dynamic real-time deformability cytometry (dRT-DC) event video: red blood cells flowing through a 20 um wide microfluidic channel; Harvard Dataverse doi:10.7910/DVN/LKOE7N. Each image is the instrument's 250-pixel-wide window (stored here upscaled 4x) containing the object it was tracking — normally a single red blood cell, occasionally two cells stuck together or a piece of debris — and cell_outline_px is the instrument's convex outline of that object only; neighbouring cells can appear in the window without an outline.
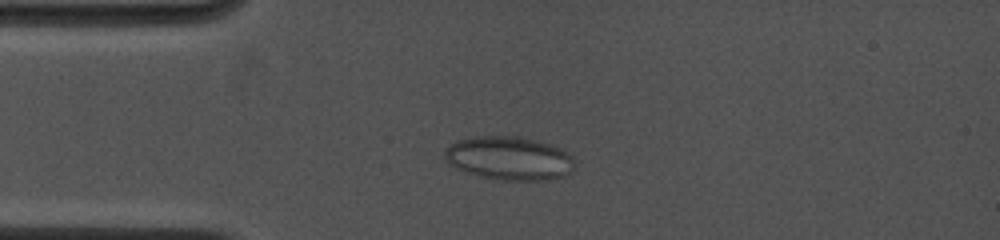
{"species": "common noctule bat (a hibernating species)", "species_latin": "Nyctalus noctula", "temperature_condition": "cold", "stored_images_in_passage": 52, "camera_frame_rate_fps": 4500, "um_per_image_px": 0.085, "animal": {"sex": "female", "body_mass_g": 19.0, "forearm_length_mm": 53.3}, "frame": {"image": 1, "passage_image": 9, "time_ms": 1.778, "image_size_px": [1000, 240], "cell_outline_px": [[572, 172], [564, 176], [544, 180], [500, 180], [480, 176], [456, 168], [448, 164], [444, 156], [444, 152], [452, 144], [460, 140], [472, 136], [516, 136], [548, 144], [560, 148], [568, 152], [572, 156]], "centroid_in_image_um": [43.27, 13.46], "position_along_channel_um": 41.7, "area_um2": 32.66}}
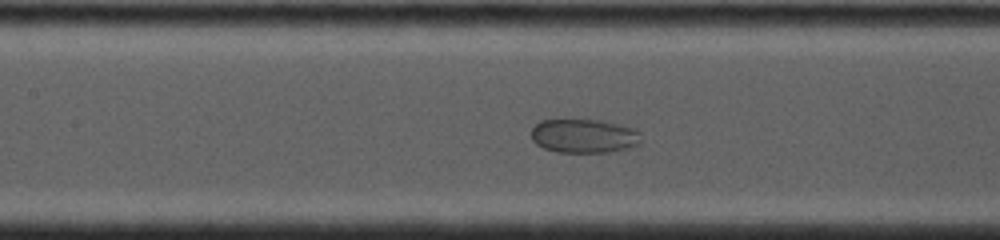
{"frame": {"image": 2, "passage_image": 24, "time_ms": 5.111, "image_size_px": [1000, 240], "cell_outline_px": [[640, 140], [636, 144], [624, 148], [608, 152], [556, 152], [544, 148], [536, 144], [532, 140], [532, 128], [540, 120], [600, 120], [632, 128], [640, 132]], "centroid_in_image_um": [49.58, 11.55], "position_along_channel_um": 157.8, "area_um2": 21.39}}
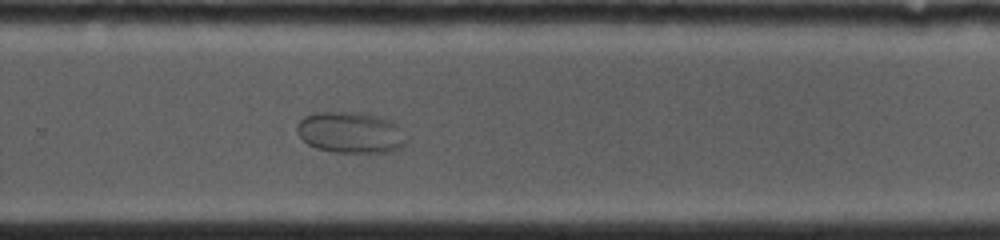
{"frame": {"image": 3, "passage_image": 40, "time_ms": 8.667, "image_size_px": [1000, 240], "cell_outline_px": [[408, 140], [400, 148], [388, 152], [332, 152], [316, 148], [308, 144], [296, 132], [296, 124], [304, 116], [312, 112], [356, 112], [380, 116], [392, 120], [400, 124]], "centroid_in_image_um": [29.82, 11.25], "position_along_channel_um": 300.0, "area_um2": 26.76}}